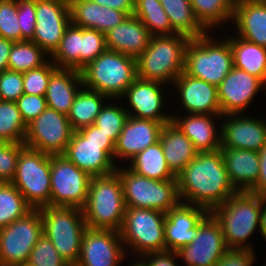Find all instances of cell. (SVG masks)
<instances>
[{"mask_svg": "<svg viewBox=\"0 0 266 266\" xmlns=\"http://www.w3.org/2000/svg\"><path fill=\"white\" fill-rule=\"evenodd\" d=\"M176 178L181 202L209 212L237 192L228 177L220 149L198 152Z\"/></svg>", "mask_w": 266, "mask_h": 266, "instance_id": "obj_1", "label": "cell"}, {"mask_svg": "<svg viewBox=\"0 0 266 266\" xmlns=\"http://www.w3.org/2000/svg\"><path fill=\"white\" fill-rule=\"evenodd\" d=\"M266 197L248 191H237L210 213L219 222L228 249L253 250L248 239L260 232L262 205ZM257 230V231H256Z\"/></svg>", "mask_w": 266, "mask_h": 266, "instance_id": "obj_2", "label": "cell"}, {"mask_svg": "<svg viewBox=\"0 0 266 266\" xmlns=\"http://www.w3.org/2000/svg\"><path fill=\"white\" fill-rule=\"evenodd\" d=\"M82 212L87 228L120 230L126 204L122 182L116 171L91 177Z\"/></svg>", "mask_w": 266, "mask_h": 266, "instance_id": "obj_3", "label": "cell"}, {"mask_svg": "<svg viewBox=\"0 0 266 266\" xmlns=\"http://www.w3.org/2000/svg\"><path fill=\"white\" fill-rule=\"evenodd\" d=\"M190 39L180 34L152 36L137 60V78L172 86L184 72L185 49Z\"/></svg>", "mask_w": 266, "mask_h": 266, "instance_id": "obj_4", "label": "cell"}, {"mask_svg": "<svg viewBox=\"0 0 266 266\" xmlns=\"http://www.w3.org/2000/svg\"><path fill=\"white\" fill-rule=\"evenodd\" d=\"M83 87L117 99L137 79V60L106 49L80 70Z\"/></svg>", "mask_w": 266, "mask_h": 266, "instance_id": "obj_5", "label": "cell"}, {"mask_svg": "<svg viewBox=\"0 0 266 266\" xmlns=\"http://www.w3.org/2000/svg\"><path fill=\"white\" fill-rule=\"evenodd\" d=\"M209 34L208 32L204 36L188 41L185 49L184 72L218 86L234 66L233 55L226 38L216 39L213 34L212 36Z\"/></svg>", "mask_w": 266, "mask_h": 266, "instance_id": "obj_6", "label": "cell"}, {"mask_svg": "<svg viewBox=\"0 0 266 266\" xmlns=\"http://www.w3.org/2000/svg\"><path fill=\"white\" fill-rule=\"evenodd\" d=\"M114 151L115 142L92 124L73 132L63 155L92 177L116 171Z\"/></svg>", "mask_w": 266, "mask_h": 266, "instance_id": "obj_7", "label": "cell"}, {"mask_svg": "<svg viewBox=\"0 0 266 266\" xmlns=\"http://www.w3.org/2000/svg\"><path fill=\"white\" fill-rule=\"evenodd\" d=\"M165 219V213L158 210L126 207L119 230L126 254L131 250L133 258H141L165 251Z\"/></svg>", "mask_w": 266, "mask_h": 266, "instance_id": "obj_8", "label": "cell"}, {"mask_svg": "<svg viewBox=\"0 0 266 266\" xmlns=\"http://www.w3.org/2000/svg\"><path fill=\"white\" fill-rule=\"evenodd\" d=\"M46 235L67 262H78L82 238L87 228L82 209L44 206L39 208Z\"/></svg>", "mask_w": 266, "mask_h": 266, "instance_id": "obj_9", "label": "cell"}, {"mask_svg": "<svg viewBox=\"0 0 266 266\" xmlns=\"http://www.w3.org/2000/svg\"><path fill=\"white\" fill-rule=\"evenodd\" d=\"M126 207L145 208L167 213L181 200L177 180H154L141 176L128 167H116Z\"/></svg>", "mask_w": 266, "mask_h": 266, "instance_id": "obj_10", "label": "cell"}, {"mask_svg": "<svg viewBox=\"0 0 266 266\" xmlns=\"http://www.w3.org/2000/svg\"><path fill=\"white\" fill-rule=\"evenodd\" d=\"M11 183L33 209L50 206V155L25 146L18 157Z\"/></svg>", "mask_w": 266, "mask_h": 266, "instance_id": "obj_11", "label": "cell"}, {"mask_svg": "<svg viewBox=\"0 0 266 266\" xmlns=\"http://www.w3.org/2000/svg\"><path fill=\"white\" fill-rule=\"evenodd\" d=\"M43 235L39 209L0 229V266H24Z\"/></svg>", "mask_w": 266, "mask_h": 266, "instance_id": "obj_12", "label": "cell"}, {"mask_svg": "<svg viewBox=\"0 0 266 266\" xmlns=\"http://www.w3.org/2000/svg\"><path fill=\"white\" fill-rule=\"evenodd\" d=\"M50 174V206L82 209L88 196L91 176L64 155H50Z\"/></svg>", "mask_w": 266, "mask_h": 266, "instance_id": "obj_13", "label": "cell"}, {"mask_svg": "<svg viewBox=\"0 0 266 266\" xmlns=\"http://www.w3.org/2000/svg\"><path fill=\"white\" fill-rule=\"evenodd\" d=\"M73 132L67 115L47 107L27 125L24 144L48 155H63Z\"/></svg>", "mask_w": 266, "mask_h": 266, "instance_id": "obj_14", "label": "cell"}, {"mask_svg": "<svg viewBox=\"0 0 266 266\" xmlns=\"http://www.w3.org/2000/svg\"><path fill=\"white\" fill-rule=\"evenodd\" d=\"M228 250L221 226L209 213L200 223L193 241L176 251L184 266H215Z\"/></svg>", "mask_w": 266, "mask_h": 266, "instance_id": "obj_15", "label": "cell"}, {"mask_svg": "<svg viewBox=\"0 0 266 266\" xmlns=\"http://www.w3.org/2000/svg\"><path fill=\"white\" fill-rule=\"evenodd\" d=\"M33 41L50 57L58 49L71 23L69 0H36Z\"/></svg>", "mask_w": 266, "mask_h": 266, "instance_id": "obj_16", "label": "cell"}, {"mask_svg": "<svg viewBox=\"0 0 266 266\" xmlns=\"http://www.w3.org/2000/svg\"><path fill=\"white\" fill-rule=\"evenodd\" d=\"M127 256L119 231L86 228L78 259L81 266H121Z\"/></svg>", "mask_w": 266, "mask_h": 266, "instance_id": "obj_17", "label": "cell"}, {"mask_svg": "<svg viewBox=\"0 0 266 266\" xmlns=\"http://www.w3.org/2000/svg\"><path fill=\"white\" fill-rule=\"evenodd\" d=\"M260 90H266V84L261 79L233 66L217 86L222 115L244 114Z\"/></svg>", "mask_w": 266, "mask_h": 266, "instance_id": "obj_18", "label": "cell"}, {"mask_svg": "<svg viewBox=\"0 0 266 266\" xmlns=\"http://www.w3.org/2000/svg\"><path fill=\"white\" fill-rule=\"evenodd\" d=\"M164 86L167 85L137 78L120 97V99L124 98L126 103L128 102V106L125 104L126 107H124L128 116L151 119L157 122H171L172 113L169 115L162 112L166 107ZM127 107L131 108V111Z\"/></svg>", "mask_w": 266, "mask_h": 266, "instance_id": "obj_19", "label": "cell"}, {"mask_svg": "<svg viewBox=\"0 0 266 266\" xmlns=\"http://www.w3.org/2000/svg\"><path fill=\"white\" fill-rule=\"evenodd\" d=\"M243 116L242 113L222 115L221 147L259 152L266 145V119L246 113Z\"/></svg>", "mask_w": 266, "mask_h": 266, "instance_id": "obj_20", "label": "cell"}, {"mask_svg": "<svg viewBox=\"0 0 266 266\" xmlns=\"http://www.w3.org/2000/svg\"><path fill=\"white\" fill-rule=\"evenodd\" d=\"M209 213L203 207L183 202L165 213L166 250L176 252L190 244L197 235L199 223Z\"/></svg>", "mask_w": 266, "mask_h": 266, "instance_id": "obj_21", "label": "cell"}, {"mask_svg": "<svg viewBox=\"0 0 266 266\" xmlns=\"http://www.w3.org/2000/svg\"><path fill=\"white\" fill-rule=\"evenodd\" d=\"M173 85L182 109L188 114L222 115L217 86L185 72L175 79Z\"/></svg>", "mask_w": 266, "mask_h": 266, "instance_id": "obj_22", "label": "cell"}, {"mask_svg": "<svg viewBox=\"0 0 266 266\" xmlns=\"http://www.w3.org/2000/svg\"><path fill=\"white\" fill-rule=\"evenodd\" d=\"M169 122H157L128 116L115 143L114 163L116 159L130 161L138 153L159 141L162 127Z\"/></svg>", "mask_w": 266, "mask_h": 266, "instance_id": "obj_23", "label": "cell"}, {"mask_svg": "<svg viewBox=\"0 0 266 266\" xmlns=\"http://www.w3.org/2000/svg\"><path fill=\"white\" fill-rule=\"evenodd\" d=\"M184 115L172 114V122L192 141L198 152H212L221 148V124L216 126L215 122L221 121L222 115Z\"/></svg>", "mask_w": 266, "mask_h": 266, "instance_id": "obj_24", "label": "cell"}, {"mask_svg": "<svg viewBox=\"0 0 266 266\" xmlns=\"http://www.w3.org/2000/svg\"><path fill=\"white\" fill-rule=\"evenodd\" d=\"M152 35L134 15L105 34L106 48L137 59L149 45Z\"/></svg>", "mask_w": 266, "mask_h": 266, "instance_id": "obj_25", "label": "cell"}, {"mask_svg": "<svg viewBox=\"0 0 266 266\" xmlns=\"http://www.w3.org/2000/svg\"><path fill=\"white\" fill-rule=\"evenodd\" d=\"M71 23L106 34L120 25L129 15L116 9L101 6L90 0H69Z\"/></svg>", "mask_w": 266, "mask_h": 266, "instance_id": "obj_26", "label": "cell"}, {"mask_svg": "<svg viewBox=\"0 0 266 266\" xmlns=\"http://www.w3.org/2000/svg\"><path fill=\"white\" fill-rule=\"evenodd\" d=\"M226 171L237 191H250L259 177L260 157L253 150L221 147Z\"/></svg>", "mask_w": 266, "mask_h": 266, "instance_id": "obj_27", "label": "cell"}, {"mask_svg": "<svg viewBox=\"0 0 266 266\" xmlns=\"http://www.w3.org/2000/svg\"><path fill=\"white\" fill-rule=\"evenodd\" d=\"M83 87L81 72L76 69L58 68L49 80L45 99L48 108L68 115L75 96Z\"/></svg>", "mask_w": 266, "mask_h": 266, "instance_id": "obj_28", "label": "cell"}, {"mask_svg": "<svg viewBox=\"0 0 266 266\" xmlns=\"http://www.w3.org/2000/svg\"><path fill=\"white\" fill-rule=\"evenodd\" d=\"M159 141L167 166L175 176L198 154L192 141L172 121L162 127Z\"/></svg>", "mask_w": 266, "mask_h": 266, "instance_id": "obj_29", "label": "cell"}, {"mask_svg": "<svg viewBox=\"0 0 266 266\" xmlns=\"http://www.w3.org/2000/svg\"><path fill=\"white\" fill-rule=\"evenodd\" d=\"M233 22L236 36L266 47V1L236 5L233 10Z\"/></svg>", "mask_w": 266, "mask_h": 266, "instance_id": "obj_30", "label": "cell"}, {"mask_svg": "<svg viewBox=\"0 0 266 266\" xmlns=\"http://www.w3.org/2000/svg\"><path fill=\"white\" fill-rule=\"evenodd\" d=\"M226 36L233 55V65L261 79L266 84V47L243 38ZM229 37V38H228Z\"/></svg>", "mask_w": 266, "mask_h": 266, "instance_id": "obj_31", "label": "cell"}, {"mask_svg": "<svg viewBox=\"0 0 266 266\" xmlns=\"http://www.w3.org/2000/svg\"><path fill=\"white\" fill-rule=\"evenodd\" d=\"M109 99L108 96L98 91L82 87L75 96L70 112L67 115L72 129L78 131L94 124L105 103L113 101V99Z\"/></svg>", "mask_w": 266, "mask_h": 266, "instance_id": "obj_32", "label": "cell"}, {"mask_svg": "<svg viewBox=\"0 0 266 266\" xmlns=\"http://www.w3.org/2000/svg\"><path fill=\"white\" fill-rule=\"evenodd\" d=\"M176 34L196 39L208 31L196 18L190 0H159Z\"/></svg>", "mask_w": 266, "mask_h": 266, "instance_id": "obj_33", "label": "cell"}, {"mask_svg": "<svg viewBox=\"0 0 266 266\" xmlns=\"http://www.w3.org/2000/svg\"><path fill=\"white\" fill-rule=\"evenodd\" d=\"M135 173L154 180H177L168 168L160 141L138 153L128 163Z\"/></svg>", "mask_w": 266, "mask_h": 266, "instance_id": "obj_34", "label": "cell"}, {"mask_svg": "<svg viewBox=\"0 0 266 266\" xmlns=\"http://www.w3.org/2000/svg\"><path fill=\"white\" fill-rule=\"evenodd\" d=\"M190 2L196 18L208 32L219 27L221 31L223 23H232L234 6L230 0H190Z\"/></svg>", "mask_w": 266, "mask_h": 266, "instance_id": "obj_35", "label": "cell"}, {"mask_svg": "<svg viewBox=\"0 0 266 266\" xmlns=\"http://www.w3.org/2000/svg\"><path fill=\"white\" fill-rule=\"evenodd\" d=\"M133 15L138 17L152 36L176 34L159 0H134Z\"/></svg>", "mask_w": 266, "mask_h": 266, "instance_id": "obj_36", "label": "cell"}, {"mask_svg": "<svg viewBox=\"0 0 266 266\" xmlns=\"http://www.w3.org/2000/svg\"><path fill=\"white\" fill-rule=\"evenodd\" d=\"M50 59L57 68L81 70V27L70 23Z\"/></svg>", "mask_w": 266, "mask_h": 266, "instance_id": "obj_37", "label": "cell"}, {"mask_svg": "<svg viewBox=\"0 0 266 266\" xmlns=\"http://www.w3.org/2000/svg\"><path fill=\"white\" fill-rule=\"evenodd\" d=\"M50 56L33 41H17L13 43L8 69L17 72H27L44 65Z\"/></svg>", "mask_w": 266, "mask_h": 266, "instance_id": "obj_38", "label": "cell"}, {"mask_svg": "<svg viewBox=\"0 0 266 266\" xmlns=\"http://www.w3.org/2000/svg\"><path fill=\"white\" fill-rule=\"evenodd\" d=\"M32 209L12 183L0 182V229L25 216Z\"/></svg>", "mask_w": 266, "mask_h": 266, "instance_id": "obj_39", "label": "cell"}, {"mask_svg": "<svg viewBox=\"0 0 266 266\" xmlns=\"http://www.w3.org/2000/svg\"><path fill=\"white\" fill-rule=\"evenodd\" d=\"M26 133L16 102L0 100V142H24Z\"/></svg>", "mask_w": 266, "mask_h": 266, "instance_id": "obj_40", "label": "cell"}, {"mask_svg": "<svg viewBox=\"0 0 266 266\" xmlns=\"http://www.w3.org/2000/svg\"><path fill=\"white\" fill-rule=\"evenodd\" d=\"M106 102L97 115L94 125L107 134L115 143L128 119L127 110L120 104ZM109 103V104H107ZM115 104V105H114Z\"/></svg>", "mask_w": 266, "mask_h": 266, "instance_id": "obj_41", "label": "cell"}, {"mask_svg": "<svg viewBox=\"0 0 266 266\" xmlns=\"http://www.w3.org/2000/svg\"><path fill=\"white\" fill-rule=\"evenodd\" d=\"M57 69V66L50 59L40 67L24 72V94L45 96L51 75Z\"/></svg>", "mask_w": 266, "mask_h": 266, "instance_id": "obj_42", "label": "cell"}, {"mask_svg": "<svg viewBox=\"0 0 266 266\" xmlns=\"http://www.w3.org/2000/svg\"><path fill=\"white\" fill-rule=\"evenodd\" d=\"M17 14V0H0V37L14 42L22 41Z\"/></svg>", "mask_w": 266, "mask_h": 266, "instance_id": "obj_43", "label": "cell"}, {"mask_svg": "<svg viewBox=\"0 0 266 266\" xmlns=\"http://www.w3.org/2000/svg\"><path fill=\"white\" fill-rule=\"evenodd\" d=\"M66 263L50 239L43 234L32 249L24 266H65Z\"/></svg>", "mask_w": 266, "mask_h": 266, "instance_id": "obj_44", "label": "cell"}, {"mask_svg": "<svg viewBox=\"0 0 266 266\" xmlns=\"http://www.w3.org/2000/svg\"><path fill=\"white\" fill-rule=\"evenodd\" d=\"M106 49L105 34L94 29L81 28V69Z\"/></svg>", "mask_w": 266, "mask_h": 266, "instance_id": "obj_45", "label": "cell"}, {"mask_svg": "<svg viewBox=\"0 0 266 266\" xmlns=\"http://www.w3.org/2000/svg\"><path fill=\"white\" fill-rule=\"evenodd\" d=\"M24 142H0V182L11 183Z\"/></svg>", "mask_w": 266, "mask_h": 266, "instance_id": "obj_46", "label": "cell"}, {"mask_svg": "<svg viewBox=\"0 0 266 266\" xmlns=\"http://www.w3.org/2000/svg\"><path fill=\"white\" fill-rule=\"evenodd\" d=\"M23 94V73L9 69L0 72V100L15 102Z\"/></svg>", "mask_w": 266, "mask_h": 266, "instance_id": "obj_47", "label": "cell"}, {"mask_svg": "<svg viewBox=\"0 0 266 266\" xmlns=\"http://www.w3.org/2000/svg\"><path fill=\"white\" fill-rule=\"evenodd\" d=\"M17 8L22 41H31L36 26V0H17Z\"/></svg>", "mask_w": 266, "mask_h": 266, "instance_id": "obj_48", "label": "cell"}, {"mask_svg": "<svg viewBox=\"0 0 266 266\" xmlns=\"http://www.w3.org/2000/svg\"><path fill=\"white\" fill-rule=\"evenodd\" d=\"M15 102L26 125L36 119L48 107L45 96L41 95L23 94Z\"/></svg>", "mask_w": 266, "mask_h": 266, "instance_id": "obj_49", "label": "cell"}, {"mask_svg": "<svg viewBox=\"0 0 266 266\" xmlns=\"http://www.w3.org/2000/svg\"><path fill=\"white\" fill-rule=\"evenodd\" d=\"M254 254L247 249H228L215 266H252L256 261Z\"/></svg>", "mask_w": 266, "mask_h": 266, "instance_id": "obj_50", "label": "cell"}, {"mask_svg": "<svg viewBox=\"0 0 266 266\" xmlns=\"http://www.w3.org/2000/svg\"><path fill=\"white\" fill-rule=\"evenodd\" d=\"M147 266H178L177 254L175 251H160L148 253L141 257Z\"/></svg>", "mask_w": 266, "mask_h": 266, "instance_id": "obj_51", "label": "cell"}, {"mask_svg": "<svg viewBox=\"0 0 266 266\" xmlns=\"http://www.w3.org/2000/svg\"><path fill=\"white\" fill-rule=\"evenodd\" d=\"M258 153L260 157L259 177L256 185L249 192L266 197V145Z\"/></svg>", "mask_w": 266, "mask_h": 266, "instance_id": "obj_52", "label": "cell"}, {"mask_svg": "<svg viewBox=\"0 0 266 266\" xmlns=\"http://www.w3.org/2000/svg\"><path fill=\"white\" fill-rule=\"evenodd\" d=\"M101 6H106L111 9H116L122 12H126L129 16L133 15L134 0H90Z\"/></svg>", "mask_w": 266, "mask_h": 266, "instance_id": "obj_53", "label": "cell"}, {"mask_svg": "<svg viewBox=\"0 0 266 266\" xmlns=\"http://www.w3.org/2000/svg\"><path fill=\"white\" fill-rule=\"evenodd\" d=\"M14 41L0 37V72L8 69V61Z\"/></svg>", "mask_w": 266, "mask_h": 266, "instance_id": "obj_54", "label": "cell"}, {"mask_svg": "<svg viewBox=\"0 0 266 266\" xmlns=\"http://www.w3.org/2000/svg\"><path fill=\"white\" fill-rule=\"evenodd\" d=\"M260 233L266 241V200L262 205L261 219H260Z\"/></svg>", "mask_w": 266, "mask_h": 266, "instance_id": "obj_55", "label": "cell"}, {"mask_svg": "<svg viewBox=\"0 0 266 266\" xmlns=\"http://www.w3.org/2000/svg\"><path fill=\"white\" fill-rule=\"evenodd\" d=\"M232 5L235 7L236 5H239L241 3L245 2H255V1H266V0H230Z\"/></svg>", "mask_w": 266, "mask_h": 266, "instance_id": "obj_56", "label": "cell"}, {"mask_svg": "<svg viewBox=\"0 0 266 266\" xmlns=\"http://www.w3.org/2000/svg\"><path fill=\"white\" fill-rule=\"evenodd\" d=\"M132 261H135V262H133V264H131L129 266H147L146 263L141 258L136 257V259L134 258V260H132Z\"/></svg>", "mask_w": 266, "mask_h": 266, "instance_id": "obj_57", "label": "cell"}, {"mask_svg": "<svg viewBox=\"0 0 266 266\" xmlns=\"http://www.w3.org/2000/svg\"><path fill=\"white\" fill-rule=\"evenodd\" d=\"M65 266H81L78 262L66 263Z\"/></svg>", "mask_w": 266, "mask_h": 266, "instance_id": "obj_58", "label": "cell"}]
</instances>
